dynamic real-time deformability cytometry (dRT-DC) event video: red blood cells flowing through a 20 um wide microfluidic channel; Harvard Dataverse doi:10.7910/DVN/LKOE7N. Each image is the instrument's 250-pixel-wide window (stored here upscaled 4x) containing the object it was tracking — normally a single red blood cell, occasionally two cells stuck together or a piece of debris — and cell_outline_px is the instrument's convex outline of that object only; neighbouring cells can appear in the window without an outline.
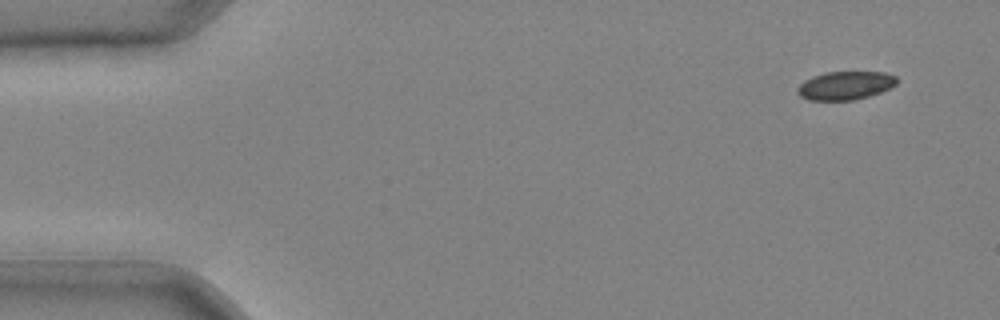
{"species": "common noctule bat (a hibernating species)", "species_latin": "Nyctalus noctula", "temperature_condition": "cold", "stored_images_in_passage": 38, "camera_frame_rate_fps": 3000, "um_per_image_px": 0.085, "animal": {"sex": "male", "body_mass_g": 20.4}, "frame": {"image": 1, "passage_image": 1, "time_ms": 0.0, "image_size_px": [1000, 320], "cell_outline_px": [[896, 84], [880, 92], [856, 100], [808, 100], [800, 96], [796, 92], [796, 88], [804, 80], [812, 76], [824, 72], [884, 72], [896, 76]], "centroid_in_image_um": [71.8, 7.27], "position_along_channel_um": 13.2, "area_um2": 16.47}}
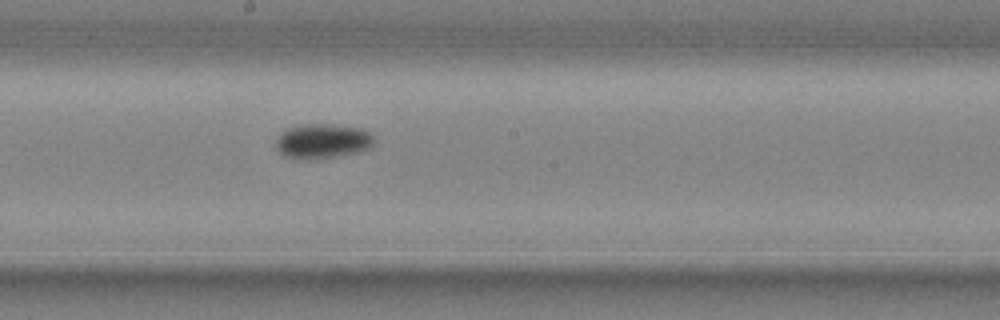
{"frame": {"image": 2, "passage_image": 22, "time_ms": 7.0, "image_size_px": [1000, 320], "cell_outline_px": [[372, 144], [368, 148], [356, 152], [340, 156], [320, 160], [296, 160], [284, 156], [276, 148], [276, 140], [288, 128], [308, 124], [332, 124], [360, 128], [368, 132], [372, 136]], "centroid_in_image_um": [27.38, 12.03], "position_along_channel_um": 220.8, "area_um2": 19.88}}
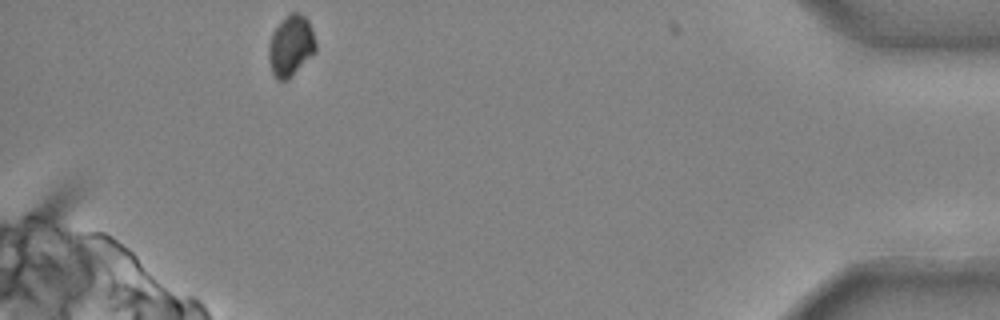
{"frame": {"image": 3, "passage_image": 38, "time_ms": 12.333, "image_size_px": [1000, 320], "cell_outline_px": [[316, 52], [288, 80], [276, 80], [272, 72], [268, 60], [268, 48], [272, 32], [292, 12], [300, 12], [308, 20], [312, 28], [316, 40]], "centroid_in_image_um": [24.74, 3.92], "position_along_channel_um": 410.5, "area_um2": 16.76}}